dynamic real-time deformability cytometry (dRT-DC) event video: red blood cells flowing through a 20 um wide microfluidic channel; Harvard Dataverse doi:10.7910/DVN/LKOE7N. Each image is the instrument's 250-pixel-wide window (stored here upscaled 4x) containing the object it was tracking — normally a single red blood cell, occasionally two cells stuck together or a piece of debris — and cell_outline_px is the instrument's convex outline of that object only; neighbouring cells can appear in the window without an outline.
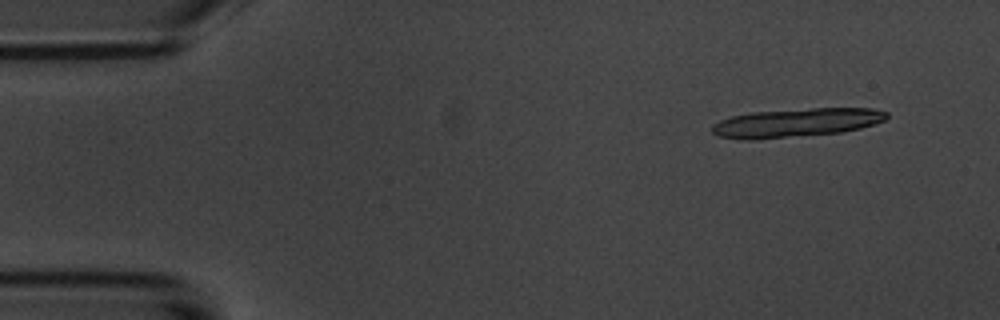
{"species": "common noctule bat (a hibernating species)", "species_latin": "Nyctalus noctula", "temperature_condition": "room temperature", "stored_images_in_passage": 6, "camera_frame_rate_fps": 3000, "um_per_image_px": 0.085, "animal": {"sex": "male", "body_mass_g": 20.1, "forearm_length_mm": 53.5}, "frame": {"image": 1, "passage_image": 2, "time_ms": 1.0, "image_size_px": [1000, 320], "cell_outline_px": [[888, 116], [884, 120], [860, 128], [840, 132], [756, 140], [744, 140], [720, 136], [712, 132], [712, 124], [720, 120], [732, 116], [752, 112], [812, 108], [872, 108], [888, 112]], "centroid_in_image_um": [67.66, 10.43], "position_along_channel_um": 17.3, "area_um2": 29.07}}